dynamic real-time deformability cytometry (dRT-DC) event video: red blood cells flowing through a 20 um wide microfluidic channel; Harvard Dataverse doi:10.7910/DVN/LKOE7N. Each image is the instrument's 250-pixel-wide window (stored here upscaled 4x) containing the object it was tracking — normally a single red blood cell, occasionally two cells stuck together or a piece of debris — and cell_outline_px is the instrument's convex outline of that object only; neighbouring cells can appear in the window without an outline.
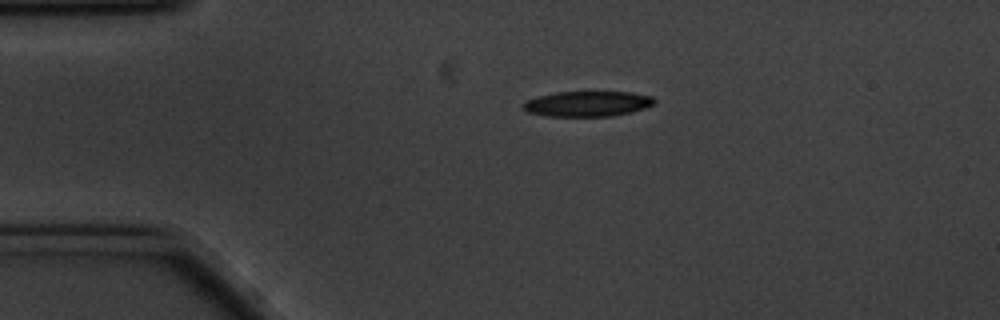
{"species": "common noctule bat (a hibernating species)", "species_latin": "Nyctalus noctula", "temperature_condition": "cold", "stored_images_in_passage": 7, "camera_frame_rate_fps": 3000, "um_per_image_px": 0.085, "animal": {"sex": "male", "body_mass_g": 20.1, "forearm_length_mm": 53.5}, "frame": {"image": 1, "passage_image": 1, "time_ms": 0.0, "image_size_px": [1000, 320], "cell_outline_px": [[656, 104], [632, 112], [612, 116], [544, 116], [528, 112], [520, 104], [528, 100], [540, 96], [556, 92], [632, 92], [652, 96], [656, 100]], "centroid_in_image_um": [49.97, 8.82], "position_along_channel_um": 35.0, "area_um2": 19.42}}